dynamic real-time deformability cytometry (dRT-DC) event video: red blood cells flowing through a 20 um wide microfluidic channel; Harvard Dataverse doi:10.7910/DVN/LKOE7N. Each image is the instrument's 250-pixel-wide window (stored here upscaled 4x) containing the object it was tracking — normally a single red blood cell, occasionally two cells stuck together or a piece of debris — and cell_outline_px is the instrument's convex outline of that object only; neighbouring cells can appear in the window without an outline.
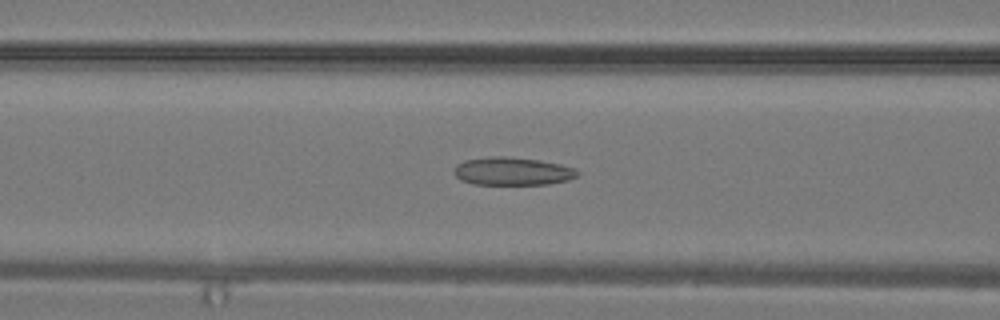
{"species": "common noctule bat (a hibernating species)", "species_latin": "Nyctalus noctula", "temperature_condition": "warm", "stored_images_in_passage": 33, "camera_frame_rate_fps": 3000, "um_per_image_px": 0.085, "animal": {"sex": "male", "body_mass_g": 19.2, "forearm_length_mm": 51.8}, "frame": {"image": 1, "passage_image": 14, "time_ms": 4.333, "image_size_px": [1000, 320], "cell_outline_px": [[580, 172], [576, 176], [568, 180], [548, 184], [472, 184], [460, 180], [452, 172], [452, 168], [456, 164], [464, 160], [488, 156], [504, 156], [540, 160], [560, 164], [576, 168]], "centroid_in_image_um": [43.51, 14.55], "position_along_channel_um": 123.1, "area_um2": 20.4}}
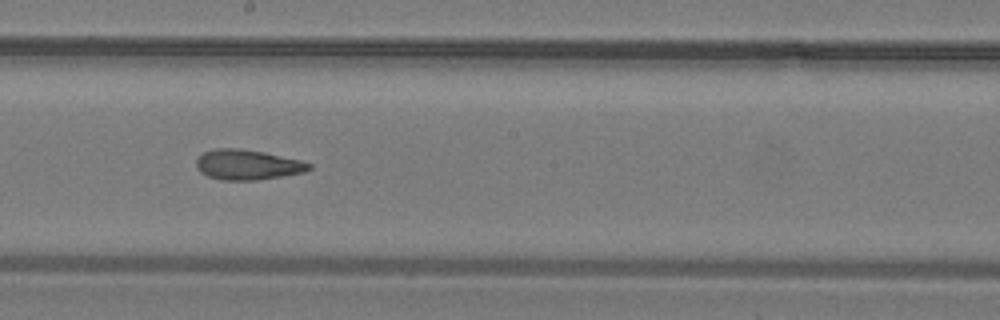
{"frame": {"image": 2, "passage_image": 19, "time_ms": 6.0, "image_size_px": [1000, 320], "cell_outline_px": [[312, 168], [304, 172], [256, 180], [220, 180], [208, 176], [200, 172], [196, 168], [196, 160], [204, 152], [216, 148], [236, 148], [264, 152], [300, 160], [312, 164]], "centroid_in_image_um": [21.02, 14.0], "position_along_channel_um": 227.2, "area_um2": 19.71}}
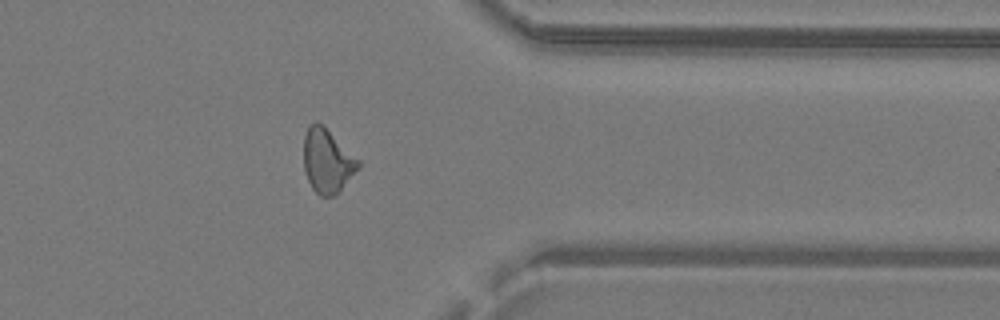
{"frame": {"image": 3, "passage_image": 27, "time_ms": 8.667, "image_size_px": [1000, 320], "cell_outline_px": [[360, 168], [340, 192], [332, 196], [320, 196], [312, 188], [304, 172], [304, 136], [308, 124], [316, 120], [324, 124], [360, 160]], "centroid_in_image_um": [27.83, 13.64], "position_along_channel_um": 383.6, "area_um2": 20.92}}